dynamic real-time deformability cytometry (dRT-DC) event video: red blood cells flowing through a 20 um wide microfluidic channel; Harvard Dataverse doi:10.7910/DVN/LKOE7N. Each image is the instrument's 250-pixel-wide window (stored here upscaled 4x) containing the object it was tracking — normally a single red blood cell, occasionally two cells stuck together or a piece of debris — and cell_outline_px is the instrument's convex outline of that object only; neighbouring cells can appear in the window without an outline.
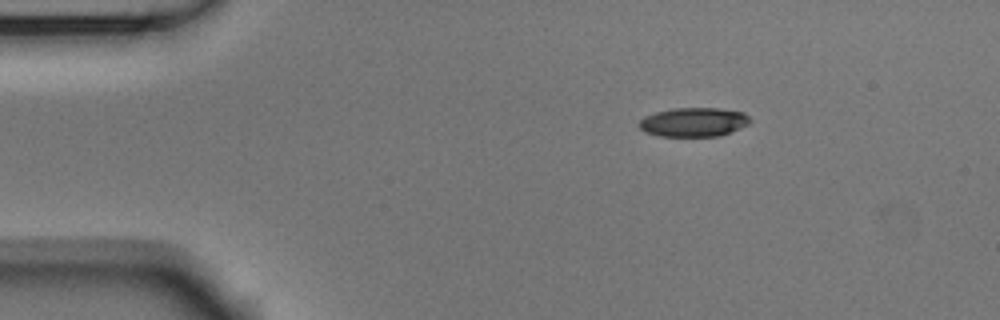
{"species": "Egyptian fruit bat (a non-hibernating species)", "species_latin": "Rousettus aegyptiacus", "temperature_condition": "room temperature", "stored_images_in_passage": 47, "camera_frame_rate_fps": 3000, "um_per_image_px": 0.085, "animal": {"sex": "male"}, "frame": {"image": 1, "passage_image": 1, "time_ms": 0.0, "image_size_px": [1000, 320], "cell_outline_px": [[752, 120], [748, 124], [740, 128], [720, 136], [660, 136], [644, 132], [640, 128], [640, 120], [644, 116], [656, 112], [672, 108], [720, 108], [744, 112]], "centroid_in_image_um": [58.97, 10.37], "position_along_channel_um": 26.0, "area_um2": 18.84}}
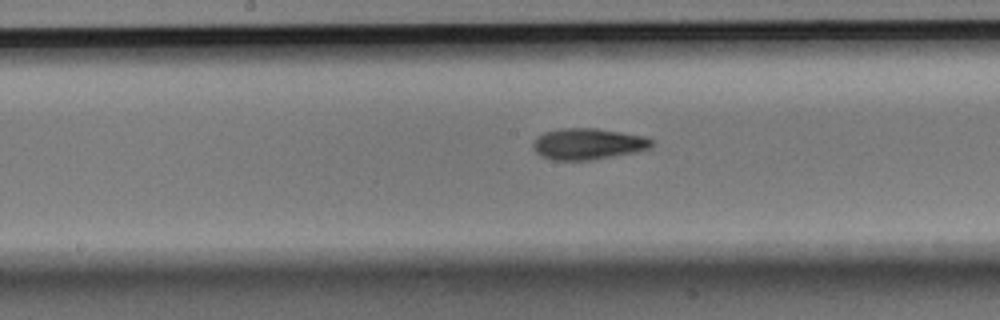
{"frame": {"image": 2, "passage_image": 20, "time_ms": 6.333, "image_size_px": [1000, 320], "cell_outline_px": [[652, 144], [648, 148], [636, 152], [588, 160], [552, 160], [540, 156], [532, 148], [532, 144], [544, 132], [564, 128], [596, 128], [644, 136], [652, 140]], "centroid_in_image_um": [49.94, 12.23], "position_along_channel_um": 198.3, "area_um2": 21.33}}
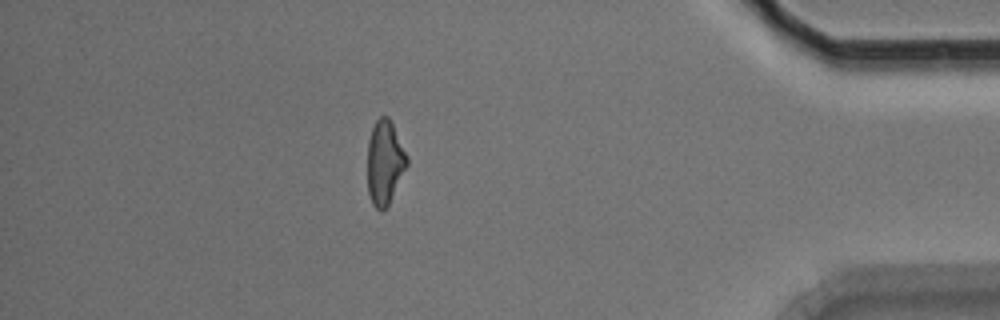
{"frame": {"image": 3, "passage_image": 40, "time_ms": 13.0, "image_size_px": [1000, 320], "cell_outline_px": [[408, 164], [388, 204], [380, 212], [372, 204], [368, 192], [368, 140], [372, 128], [376, 120], [380, 116], [388, 116], [408, 156]], "centroid_in_image_um": [32.7, 13.8], "position_along_channel_um": 402.5, "area_um2": 19.13}, "authors_computed_cell_mechanics": {"area_um2": 20.1144, "velocity_mm_per_s": 3.6918, "shape_relaxation_time_tau1_ms": 4.0279, "shape_relaxation_time_tau2_ms": 4.5393, "deformation_change_tau1": 0.1553, "deformation_change_tau2": 0.1327}}